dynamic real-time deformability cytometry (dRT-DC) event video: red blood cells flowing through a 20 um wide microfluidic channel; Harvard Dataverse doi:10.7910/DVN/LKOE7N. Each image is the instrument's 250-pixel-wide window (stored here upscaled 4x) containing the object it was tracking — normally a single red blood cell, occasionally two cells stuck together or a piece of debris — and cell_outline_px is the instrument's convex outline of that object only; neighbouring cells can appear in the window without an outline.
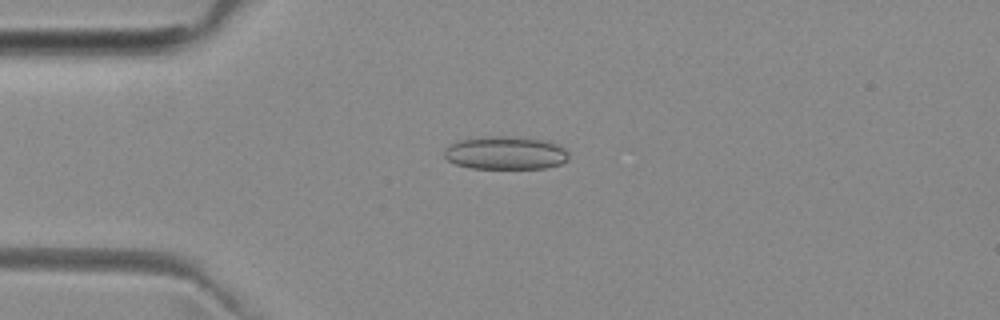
{"species": "common noctule bat (a hibernating species)", "species_latin": "Nyctalus noctula", "temperature_condition": "room temperature", "stored_images_in_passage": 3, "camera_frame_rate_fps": 3000, "um_per_image_px": 0.085, "animal": {"sex": "female", "body_mass_g": 29.2, "forearm_length_mm": 56.3}, "frame": {"image": 1, "passage_image": 1, "time_ms": 0.0, "image_size_px": [1000, 320], "cell_outline_px": [[568, 160], [560, 164], [544, 168], [472, 168], [456, 164], [448, 160], [444, 156], [444, 148], [460, 140], [488, 136], [508, 136], [548, 140], [564, 148], [568, 152]], "centroid_in_image_um": [42.98, 12.99], "position_along_channel_um": 42.0, "area_um2": 23.99}}
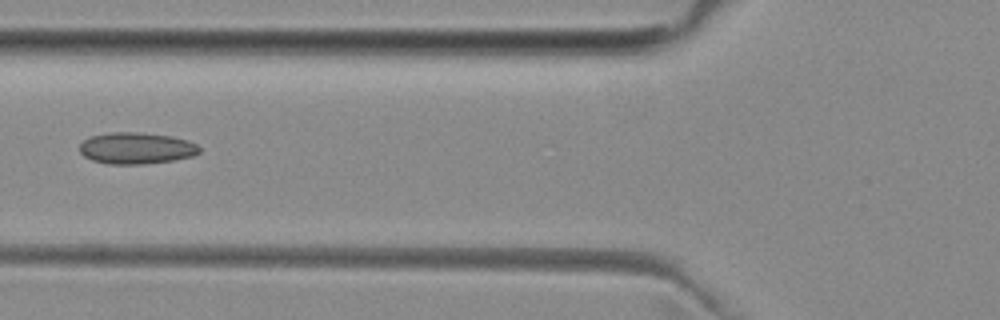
{"frame": {"image": 2, "passage_image": 3, "time_ms": 2.333, "image_size_px": [1000, 320], "cell_outline_px": [[200, 152], [192, 156], [172, 160], [144, 164], [108, 164], [92, 160], [84, 156], [80, 152], [80, 144], [84, 140], [92, 136], [112, 132], [140, 132], [172, 136], [188, 140], [196, 144], [200, 148]], "centroid_in_image_um": [11.59, 12.59], "position_along_channel_um": 114.2, "area_um2": 21.96}}